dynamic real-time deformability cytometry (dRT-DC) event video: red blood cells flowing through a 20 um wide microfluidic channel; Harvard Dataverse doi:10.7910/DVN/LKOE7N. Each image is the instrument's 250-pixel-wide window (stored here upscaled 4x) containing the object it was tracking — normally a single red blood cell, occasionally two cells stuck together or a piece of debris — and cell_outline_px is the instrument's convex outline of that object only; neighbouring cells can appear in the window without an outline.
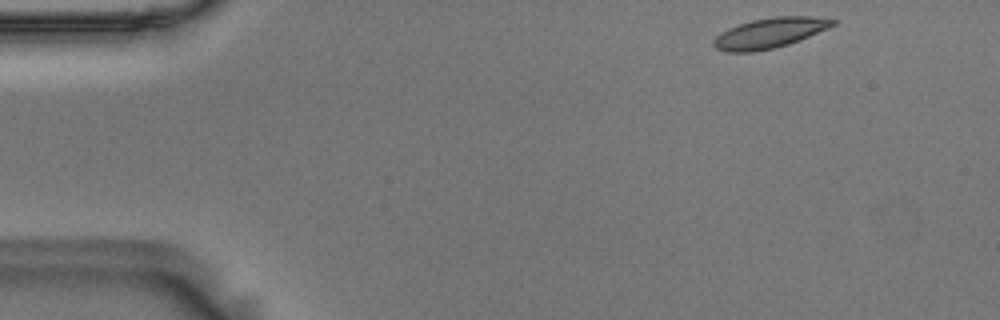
{"species": "Egyptian fruit bat (a non-hibernating species)", "species_latin": "Rousettus aegyptiacus", "temperature_condition": "room temperature", "stored_images_in_passage": 51, "camera_frame_rate_fps": 3000, "um_per_image_px": 0.085, "animal": {"sex": "male"}, "frame": {"image": 1, "passage_image": 1, "time_ms": 0.0, "image_size_px": [1000, 320], "cell_outline_px": [[836, 24], [828, 28], [800, 40], [788, 44], [772, 48], [752, 52], [724, 52], [716, 48], [712, 44], [712, 40], [720, 32], [728, 28], [752, 20], [772, 16], [812, 16], [836, 20]], "centroid_in_image_um": [65.39, 2.8], "position_along_channel_um": 19.6, "area_um2": 20.98}}
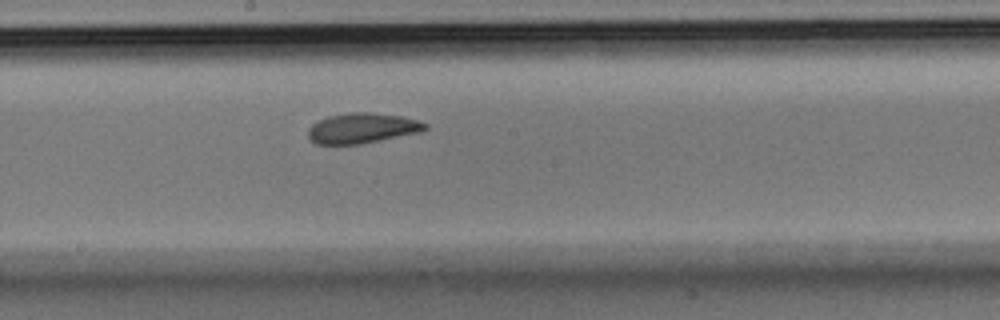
{"frame": {"image": 2, "passage_image": 25, "time_ms": 8.0, "image_size_px": [1000, 320], "cell_outline_px": [[428, 128], [420, 132], [360, 144], [316, 144], [308, 136], [308, 128], [312, 124], [328, 116], [352, 112], [372, 112], [400, 116], [420, 120], [428, 124]], "centroid_in_image_um": [30.81, 10.89], "position_along_channel_um": 217.4, "area_um2": 20.58}}
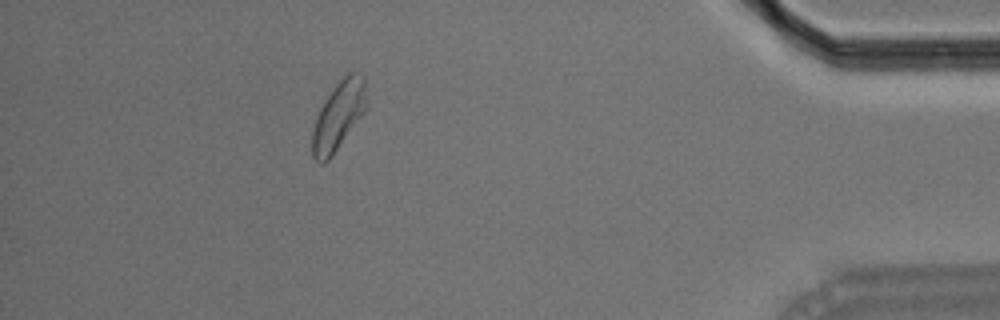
{"frame": {"image": 3, "passage_image": 45, "time_ms": 14.667, "image_size_px": [1000, 320], "cell_outline_px": [[364, 112], [332, 156], [324, 164], [320, 164], [312, 156], [312, 132], [316, 116], [324, 100], [336, 84], [348, 72], [356, 72], [364, 76]], "centroid_in_image_um": [28.72, 9.87], "position_along_channel_um": 406.5, "area_um2": 21.21}, "authors_computed_cell_mechanics": {"area_um2": 20.6924, "velocity_mm_per_s": 3.5778, "shape_relaxation_time_tau1_ms": 5.4263, "shape_relaxation_time_tau2_ms": 2.2658, "deformation_change_tau1": 0.1382, "deformation_change_tau2": 0.077}}